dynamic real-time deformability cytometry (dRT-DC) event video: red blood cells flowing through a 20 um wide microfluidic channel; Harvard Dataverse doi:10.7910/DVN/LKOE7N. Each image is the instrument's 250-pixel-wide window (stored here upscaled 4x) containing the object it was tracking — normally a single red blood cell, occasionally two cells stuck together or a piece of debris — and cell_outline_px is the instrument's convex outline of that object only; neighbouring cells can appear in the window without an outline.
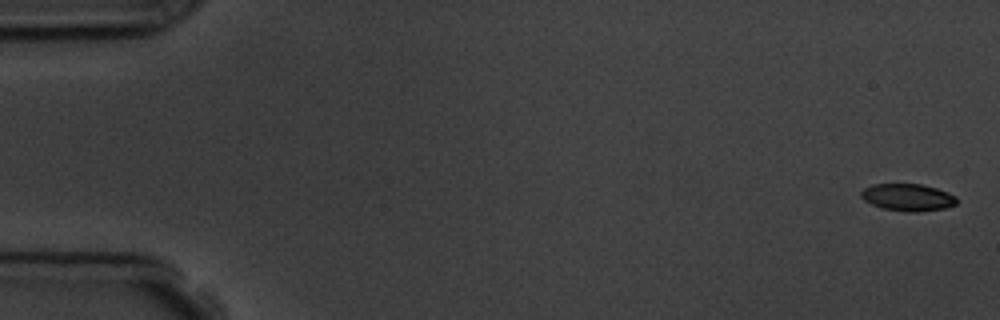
{"species": "common noctule bat (a hibernating species)", "species_latin": "Nyctalus noctula", "temperature_condition": "room temperature", "stored_images_in_passage": 6, "camera_frame_rate_fps": 3000, "um_per_image_px": 0.085, "animal": {"sex": "male", "body_mass_g": 19.5, "forearm_length_mm": 54.6}, "frame": {"image": 1, "passage_image": 1, "time_ms": 0.0, "image_size_px": [1000, 320], "cell_outline_px": [[956, 204], [944, 208], [916, 212], [908, 212], [880, 208], [864, 200], [860, 196], [860, 192], [864, 188], [872, 184], [920, 184], [936, 188], [948, 192], [956, 196]], "centroid_in_image_um": [77.13, 16.77], "position_along_channel_um": 7.9, "area_um2": 15.14}}
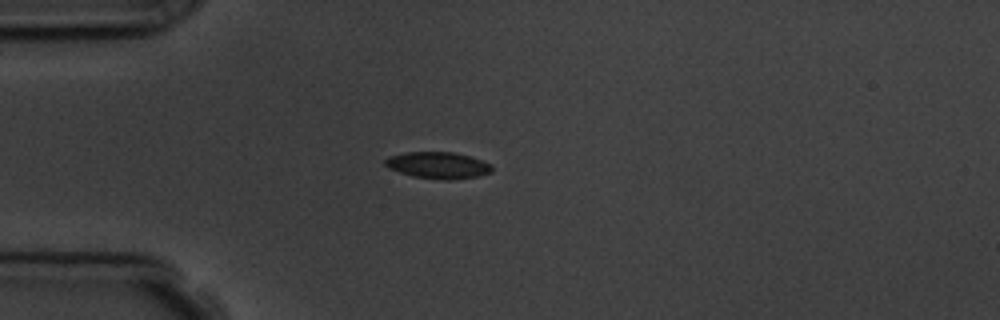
{"frame": {"image": 2, "passage_image": 5, "time_ms": 4.667, "image_size_px": [1000, 320], "cell_outline_px": [[492, 172], [480, 176], [452, 180], [444, 180], [412, 176], [388, 168], [384, 164], [384, 160], [388, 156], [404, 152], [452, 152], [468, 156], [492, 164]], "centroid_in_image_um": [37.22, 14.05], "position_along_channel_um": 47.8, "area_um2": 16.65}}